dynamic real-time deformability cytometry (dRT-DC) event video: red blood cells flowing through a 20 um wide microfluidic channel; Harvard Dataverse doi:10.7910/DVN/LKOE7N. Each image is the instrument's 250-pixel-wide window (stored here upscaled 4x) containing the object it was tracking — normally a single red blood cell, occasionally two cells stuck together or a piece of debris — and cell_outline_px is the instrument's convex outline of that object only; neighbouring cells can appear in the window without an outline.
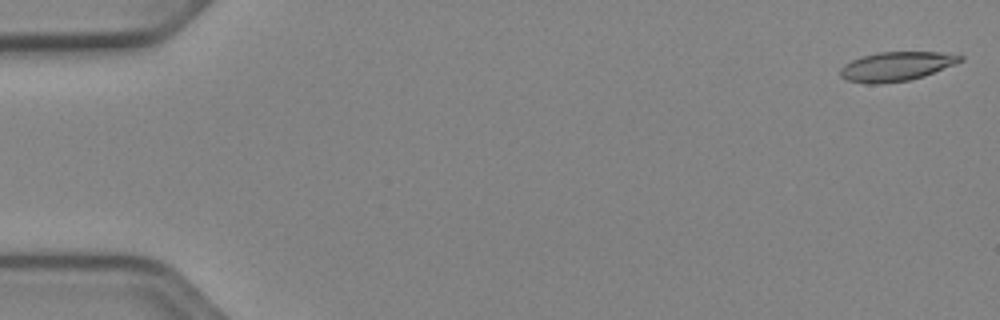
{"species": "Egyptian fruit bat (a non-hibernating species)", "species_latin": "Rousettus aegyptiacus", "temperature_condition": "cold", "stored_images_in_passage": 15, "camera_frame_rate_fps": 3000, "um_per_image_px": 0.085, "animal": {"sex": "female"}, "frame": {"image": 1, "passage_image": 1, "time_ms": 0.0, "image_size_px": [1000, 320], "cell_outline_px": [[964, 60], [956, 64], [924, 76], [908, 80], [876, 84], [868, 84], [848, 80], [840, 76], [840, 68], [844, 64], [860, 56], [876, 52], [940, 52], [964, 56]], "centroid_in_image_um": [76.18, 5.63], "position_along_channel_um": 8.8, "area_um2": 20.46}}